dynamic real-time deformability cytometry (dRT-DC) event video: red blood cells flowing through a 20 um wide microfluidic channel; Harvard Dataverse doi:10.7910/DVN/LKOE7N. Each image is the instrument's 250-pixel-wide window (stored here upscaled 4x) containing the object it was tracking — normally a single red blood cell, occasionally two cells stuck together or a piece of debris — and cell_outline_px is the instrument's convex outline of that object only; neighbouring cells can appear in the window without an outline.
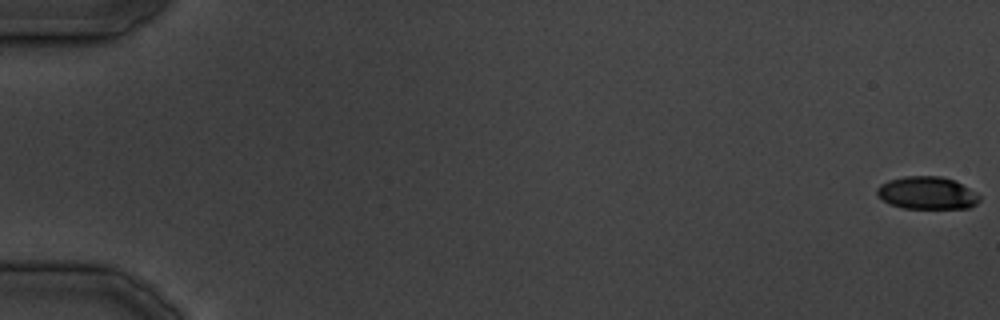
{"species": "common noctule bat (a hibernating species)", "species_latin": "Nyctalus noctula", "temperature_condition": "cold", "stored_images_in_passage": 18, "camera_frame_rate_fps": 3000, "um_per_image_px": 0.085, "animal": {"sex": "male", "body_mass_g": 19.5, "forearm_length_mm": 54.6}, "frame": {"image": 1, "passage_image": 1, "time_ms": 0.0, "image_size_px": [1000, 320], "cell_outline_px": [[980, 200], [976, 204], [968, 208], [904, 208], [888, 204], [876, 192], [876, 188], [880, 184], [888, 180], [904, 176], [940, 176], [952, 180], [968, 188], [980, 196]], "centroid_in_image_um": [78.77, 16.4], "position_along_channel_um": 6.2, "area_um2": 19.31}}
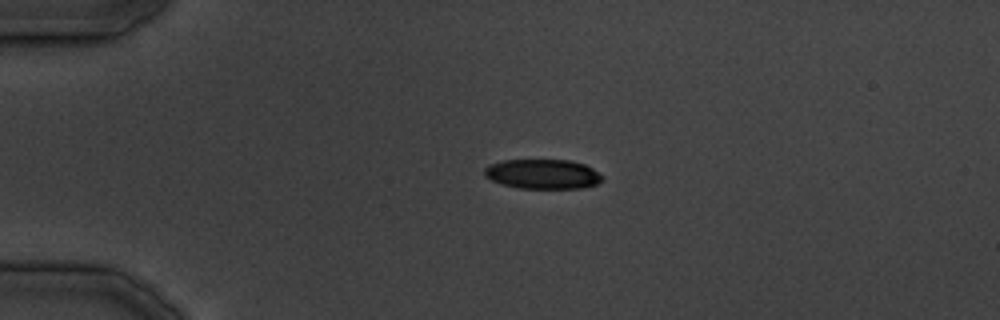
{"frame": {"image": 2, "passage_image": 10, "time_ms": 11.0, "image_size_px": [1000, 320], "cell_outline_px": [[604, 176], [596, 184], [584, 188], [520, 188], [504, 184], [492, 180], [484, 176], [484, 168], [488, 164], [504, 160], [568, 160], [584, 164], [592, 168]], "centroid_in_image_um": [46.12, 14.79], "position_along_channel_um": 38.9, "area_um2": 20.29}}
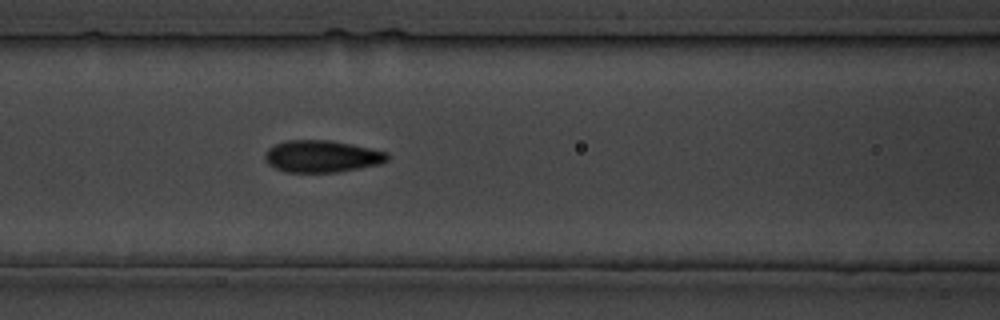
{"frame": {"image": 3, "passage_image": 18, "time_ms": 20.333, "image_size_px": [1000, 320], "cell_outline_px": [[388, 160], [380, 164], [360, 168], [336, 172], [284, 172], [268, 164], [264, 156], [268, 148], [276, 144], [288, 140], [332, 140], [352, 144], [388, 152]], "centroid_in_image_um": [27.37, 13.29], "position_along_channel_um": 139.2, "area_um2": 22.83}}